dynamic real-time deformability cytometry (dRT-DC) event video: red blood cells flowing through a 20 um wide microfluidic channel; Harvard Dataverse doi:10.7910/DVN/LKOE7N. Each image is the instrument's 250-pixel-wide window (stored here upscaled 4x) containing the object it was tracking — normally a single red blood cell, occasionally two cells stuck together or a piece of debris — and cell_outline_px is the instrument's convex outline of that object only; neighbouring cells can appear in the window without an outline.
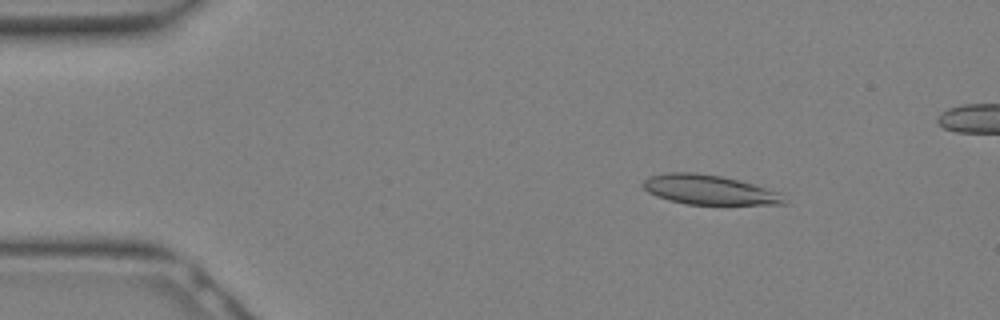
{"species": "Egyptian fruit bat (a non-hibernating species)", "species_latin": "Rousettus aegyptiacus", "temperature_condition": "warm", "stored_images_in_passage": 17, "camera_frame_rate_fps": 3000, "um_per_image_px": 0.085, "animal": {"sex": "female"}, "frame": {"image": 1, "passage_image": 5, "time_ms": 1.333, "image_size_px": [1000, 320], "cell_outline_px": [[788, 204], [688, 204], [656, 196], [648, 192], [644, 188], [644, 180], [648, 176], [668, 172], [692, 172], [720, 176], [740, 180], [780, 192]], "centroid_in_image_um": [60.29, 16.12], "position_along_channel_um": 24.7, "area_um2": 24.1}}
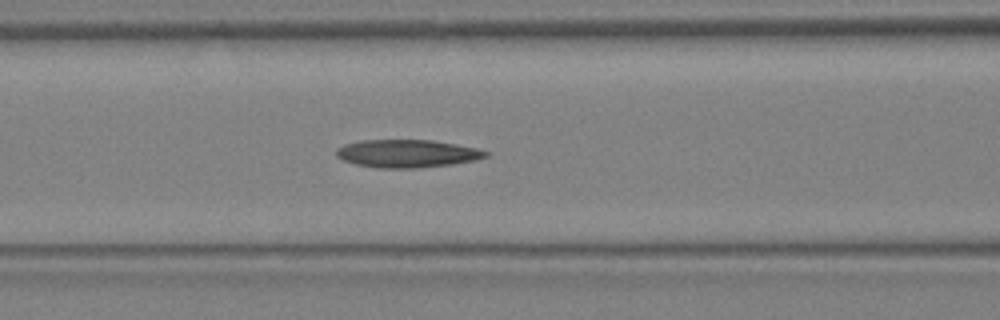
{"frame": {"image": 2, "passage_image": 13, "time_ms": 4.0, "image_size_px": [1000, 320], "cell_outline_px": [[488, 156], [476, 160], [452, 164], [420, 168], [376, 168], [356, 164], [344, 160], [336, 156], [336, 148], [344, 144], [364, 140], [432, 140], [456, 144], [476, 148], [488, 152]], "centroid_in_image_um": [34.6, 13.05], "position_along_channel_um": 132.0, "area_um2": 24.28}}
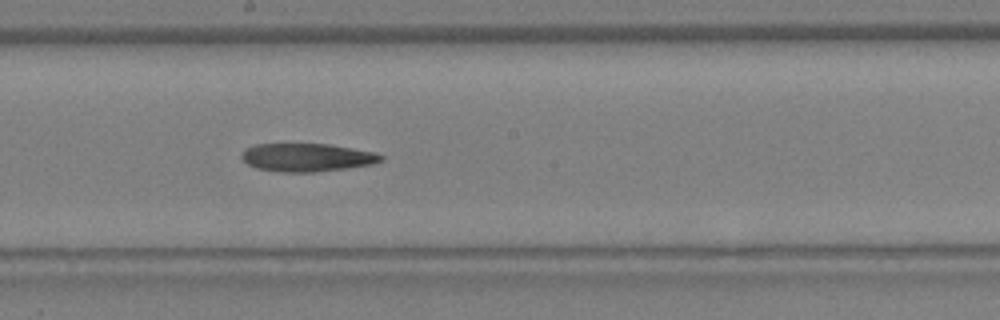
{"frame": {"image": 3, "passage_image": 17, "time_ms": 5.333, "image_size_px": [1000, 320], "cell_outline_px": [[384, 160], [372, 164], [348, 168], [312, 172], [284, 172], [256, 168], [248, 164], [240, 156], [244, 148], [256, 144], [328, 144], [376, 152], [384, 156]], "centroid_in_image_um": [26.1, 13.38], "position_along_channel_um": 222.1, "area_um2": 22.89}}